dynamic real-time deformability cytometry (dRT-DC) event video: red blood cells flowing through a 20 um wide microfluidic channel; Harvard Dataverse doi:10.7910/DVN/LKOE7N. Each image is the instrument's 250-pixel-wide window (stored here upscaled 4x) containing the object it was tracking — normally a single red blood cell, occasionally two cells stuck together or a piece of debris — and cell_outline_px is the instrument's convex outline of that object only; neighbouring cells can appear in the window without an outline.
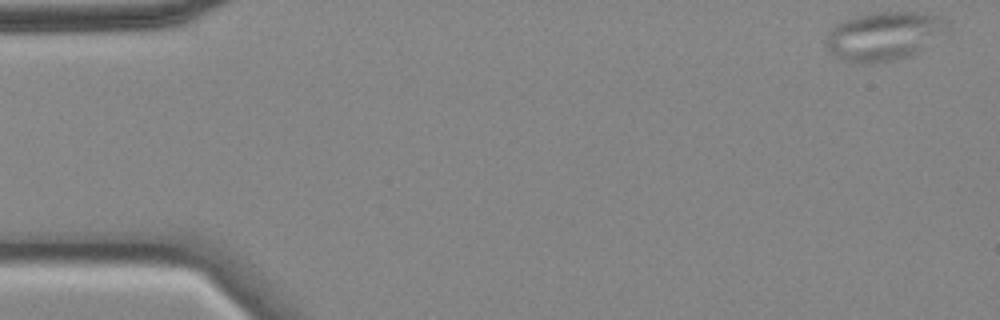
{"species": "common noctule bat (a hibernating species)", "species_latin": "Nyctalus noctula", "temperature_condition": "cold", "stored_images_in_passage": 56, "camera_frame_rate_fps": 3000, "um_per_image_px": 0.085, "animal": {"sex": "female", "body_mass_g": 18.4}, "frame": {"image": 1, "passage_image": 1, "time_ms": 0.0, "image_size_px": [1000, 320], "cell_outline_px": [[952, 20], [948, 32], [916, 52], [908, 56], [892, 60], [868, 64], [860, 64], [836, 56], [828, 52], [824, 44], [824, 40], [828, 32], [836, 24], [844, 20], [856, 16], [872, 12], [924, 12], [940, 16]], "centroid_in_image_um": [75.17, 3.04], "position_along_channel_um": 9.8, "area_um2": 34.85}}
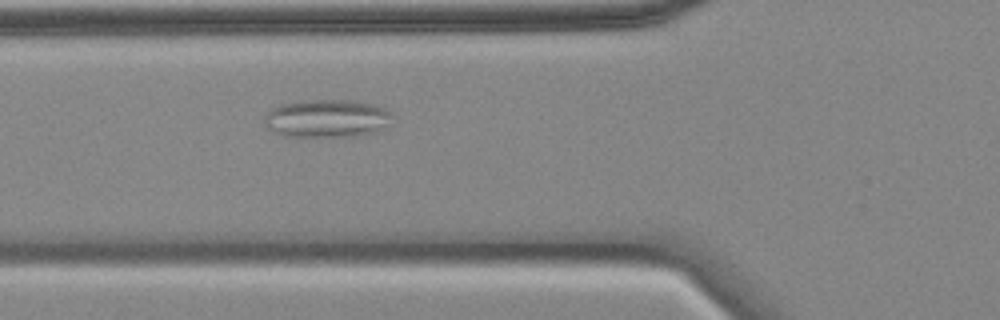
{"frame": {"image": 2, "passage_image": 19, "time_ms": 6.0, "image_size_px": [1000, 320], "cell_outline_px": [[392, 112], [384, 124], [376, 132], [360, 136], [284, 136], [268, 128], [264, 124], [264, 116], [268, 108], [280, 104], [300, 100], [348, 100], [372, 104], [384, 108]], "centroid_in_image_um": [27.68, 10.05], "position_along_channel_um": 98.1, "area_um2": 28.21}}
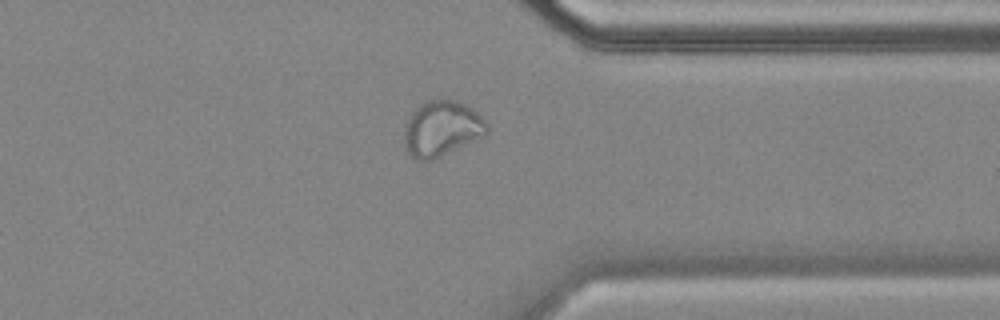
{"frame": {"image": 3, "passage_image": 43, "time_ms": 14.0, "image_size_px": [1000, 320], "cell_outline_px": [[488, 136], [432, 160], [416, 160], [404, 148], [404, 124], [412, 112], [420, 104], [428, 100], [440, 96], [456, 100], [472, 108], [488, 124]], "centroid_in_image_um": [37.56, 10.91], "position_along_channel_um": 373.8, "area_um2": 27.51}, "authors_computed_cell_mechanics": {"area_um2": 27.8596, "velocity_mm_per_s": 3.5013, "shape_relaxation_time_tau1_ms": null, "shape_relaxation_time_tau2_ms": 4.7491, "deformation_change_tau1": null, "deformation_change_tau2": 0.0885}}